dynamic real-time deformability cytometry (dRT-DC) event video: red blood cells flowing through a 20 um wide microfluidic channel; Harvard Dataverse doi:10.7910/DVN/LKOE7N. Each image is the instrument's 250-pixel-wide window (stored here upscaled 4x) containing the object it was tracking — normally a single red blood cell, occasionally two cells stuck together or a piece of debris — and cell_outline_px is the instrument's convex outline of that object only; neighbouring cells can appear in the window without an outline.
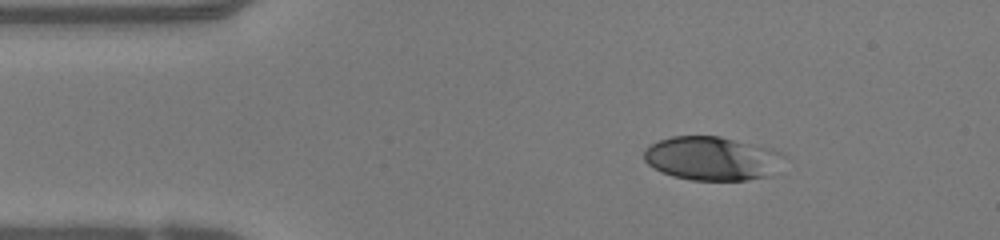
{"species": "human", "species_latin": "Homo sapiens", "temperature_condition": "warm", "stored_images_in_passage": 43, "camera_frame_rate_fps": 3000, "um_per_image_px": 0.085, "donor": {"sex": "female"}, "frame": {"image": 1, "passage_image": 1, "time_ms": 0.0, "image_size_px": [1000, 240], "cell_outline_px": [[784, 156], [772, 176], [748, 180], [692, 180], [672, 176], [652, 168], [644, 160], [644, 152], [652, 144], [660, 140], [672, 136], [720, 136], [772, 148], [780, 152]], "centroid_in_image_um": [60.53, 13.47], "position_along_channel_um": 24.5, "area_um2": 35.78}}
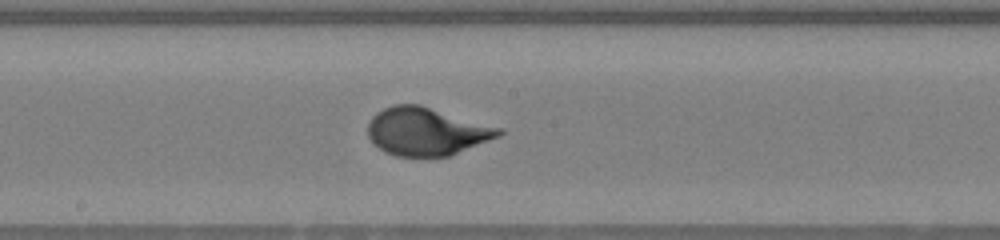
{"frame": {"image": 2, "passage_image": 19, "time_ms": 6.0, "image_size_px": [1000, 240], "cell_outline_px": [[504, 132], [500, 136], [448, 156], [396, 156], [384, 152], [368, 136], [368, 124], [372, 116], [376, 112], [392, 104], [420, 104], [504, 128]], "centroid_in_image_um": [36.27, 11.15], "position_along_channel_um": 211.9, "area_um2": 36.65}}
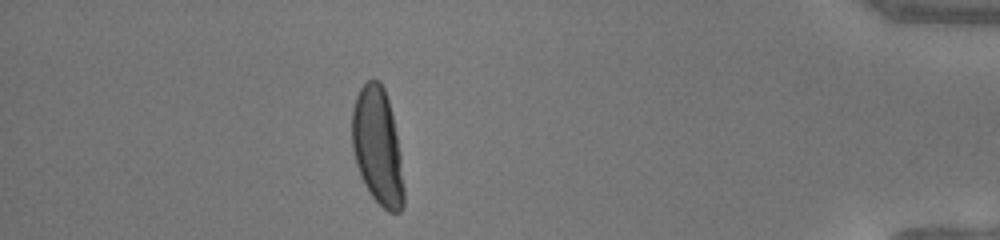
{"frame": {"image": 3, "passage_image": 37, "time_ms": 12.0, "image_size_px": [1000, 240], "cell_outline_px": [[404, 204], [400, 212], [388, 212], [368, 192], [360, 176], [356, 164], [352, 148], [352, 108], [356, 96], [360, 88], [368, 80], [380, 80], [384, 88], [388, 100], [392, 116], [400, 156], [404, 188]], "centroid_in_image_um": [32.07, 12.46], "position_along_channel_um": 403.1, "area_um2": 35.14}}